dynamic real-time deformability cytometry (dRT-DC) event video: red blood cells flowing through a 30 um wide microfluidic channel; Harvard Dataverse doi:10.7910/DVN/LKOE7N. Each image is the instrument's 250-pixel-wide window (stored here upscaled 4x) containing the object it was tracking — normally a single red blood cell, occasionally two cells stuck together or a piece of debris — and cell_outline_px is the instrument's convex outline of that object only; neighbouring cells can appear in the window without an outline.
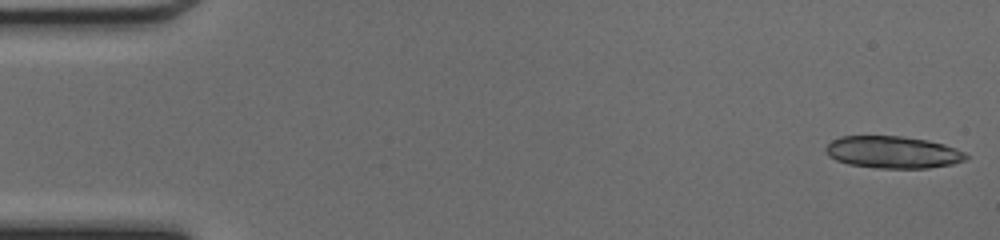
{"species": "common noctule bat (a hibernating species)", "species_latin": "Nyctalus noctula", "temperature_condition": "cold", "stored_images_in_passage": 47, "camera_frame_rate_fps": 3000, "um_per_image_px": 0.085, "animal": {"sex": "female", "body_mass_g": 17.0, "forearm_length_mm": 48.0}, "frame": {"image": 1, "passage_image": 1, "time_ms": 0.0, "image_size_px": [1000, 240], "cell_outline_px": [[968, 156], [964, 160], [952, 164], [928, 168], [876, 168], [848, 164], [836, 160], [828, 156], [824, 148], [832, 140], [840, 136], [900, 136], [928, 140], [944, 144], [956, 148], [964, 152]], "centroid_in_image_um": [75.87, 12.94], "position_along_channel_um": 9.1, "area_um2": 26.3}}
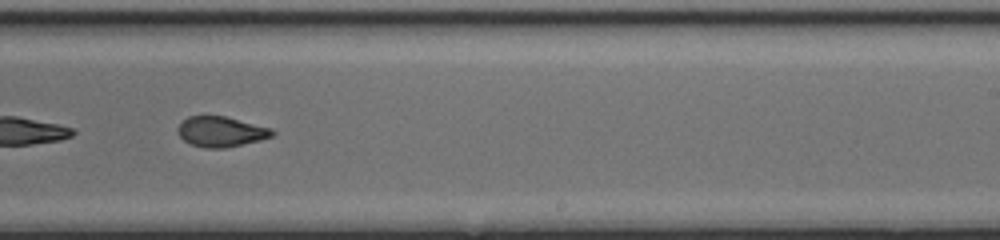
{"frame": {"image": 2, "passage_image": 30, "time_ms": 9.667, "image_size_px": [1000, 240], "cell_outline_px": [[276, 132], [272, 136], [260, 140], [224, 148], [204, 148], [192, 144], [184, 140], [176, 132], [176, 128], [188, 116], [224, 116], [272, 128]], "centroid_in_image_um": [18.78, 11.19], "position_along_channel_um": 270.2, "area_um2": 16.59}}
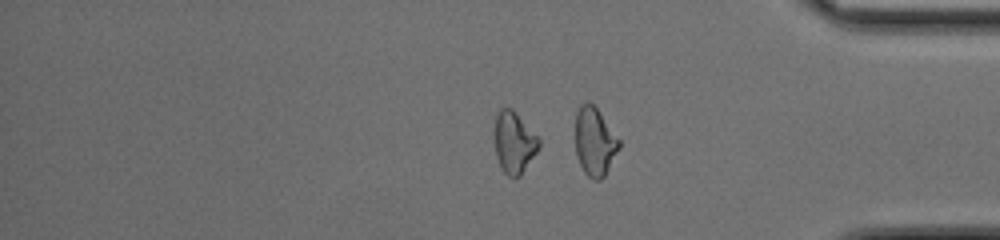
{"frame": {"image": 3, "passage_image": 39, "time_ms": 12.667, "image_size_px": [1000, 240], "cell_outline_px": [[540, 148], [520, 176], [508, 176], [504, 172], [496, 156], [492, 132], [496, 112], [500, 108], [512, 108], [540, 140]], "centroid_in_image_um": [43.65, 12.08], "position_along_channel_um": 391.5, "area_um2": 16.18}, "authors_computed_cell_mechanics": {"area_um2": 17.9758, "velocity_mm_per_s": 4.293, "shape_relaxation_time_tau1_ms": null, "shape_relaxation_time_tau2_ms": 1.8475, "deformation_change_tau1": null, "deformation_change_tau2": 0.0836}}